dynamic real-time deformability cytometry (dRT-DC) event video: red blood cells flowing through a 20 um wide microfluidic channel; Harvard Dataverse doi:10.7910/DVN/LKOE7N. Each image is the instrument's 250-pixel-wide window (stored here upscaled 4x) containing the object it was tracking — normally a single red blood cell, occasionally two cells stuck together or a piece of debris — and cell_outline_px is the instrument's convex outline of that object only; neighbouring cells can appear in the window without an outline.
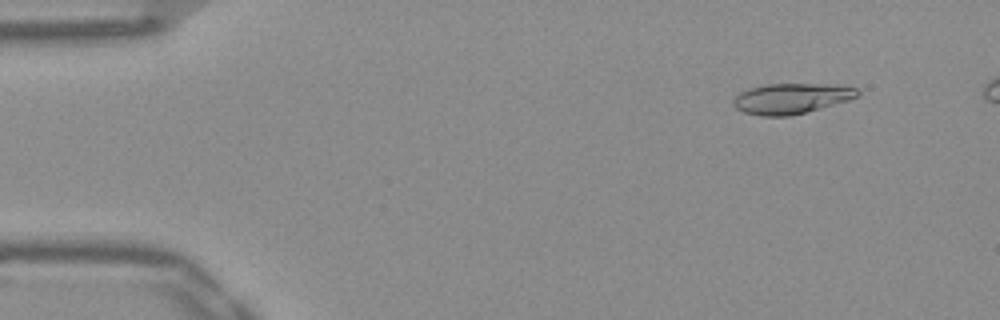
{"species": "Egyptian fruit bat (a non-hibernating species)", "species_latin": "Rousettus aegyptiacus", "temperature_condition": "warm", "stored_images_in_passage": 49, "camera_frame_rate_fps": 3000, "um_per_image_px": 0.085, "frame": {"image": 1, "passage_image": 5, "time_ms": 1.333, "image_size_px": [1000, 320], "cell_outline_px": [[860, 92], [856, 96], [848, 100], [804, 112], [788, 116], [760, 116], [744, 112], [736, 108], [732, 104], [732, 100], [740, 92], [764, 84], [836, 84], [860, 88]], "centroid_in_image_um": [67.26, 8.36], "position_along_channel_um": 17.7, "area_um2": 21.91}}
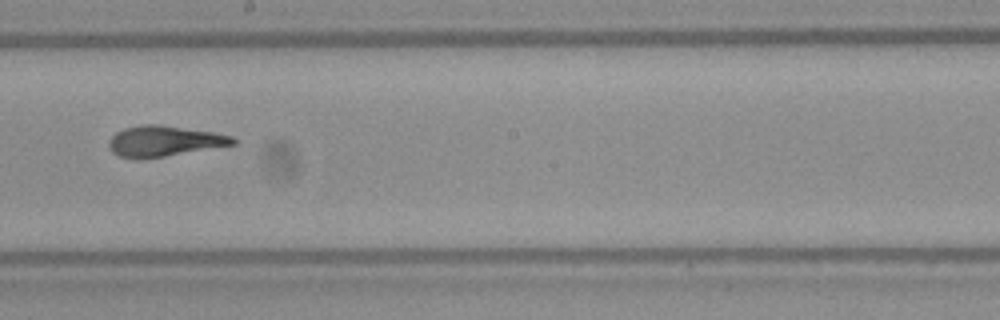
{"frame": {"image": 2, "passage_image": 29, "time_ms": 9.333, "image_size_px": [1000, 320], "cell_outline_px": [[240, 140], [236, 144], [164, 156], [120, 156], [112, 152], [108, 148], [108, 140], [116, 132], [124, 128], [144, 124], [160, 124], [212, 132], [232, 136]], "centroid_in_image_um": [13.99, 11.95], "position_along_channel_um": 234.2, "area_um2": 21.62}}
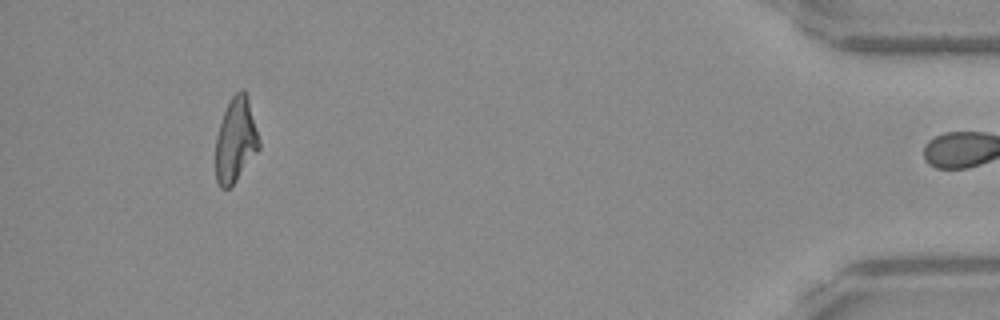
{"frame": {"image": 3, "passage_image": 48, "time_ms": 15.667, "image_size_px": [1000, 320], "cell_outline_px": [[260, 148], [236, 180], [228, 188], [220, 188], [216, 180], [216, 136], [224, 112], [232, 96], [240, 88], [244, 88], [248, 96], [260, 140]], "centroid_in_image_um": [20.04, 11.88], "position_along_channel_um": 415.2, "area_um2": 21.33}, "authors_computed_cell_mechanics": {"area_um2": 21.964, "velocity_mm_per_s": 3.9161, "shape_relaxation_time_tau1_ms": 8.0527, "shape_relaxation_time_tau2_ms": 1.617, "deformation_change_tau1": 0.2656, "deformation_change_tau2": 0.0804}}